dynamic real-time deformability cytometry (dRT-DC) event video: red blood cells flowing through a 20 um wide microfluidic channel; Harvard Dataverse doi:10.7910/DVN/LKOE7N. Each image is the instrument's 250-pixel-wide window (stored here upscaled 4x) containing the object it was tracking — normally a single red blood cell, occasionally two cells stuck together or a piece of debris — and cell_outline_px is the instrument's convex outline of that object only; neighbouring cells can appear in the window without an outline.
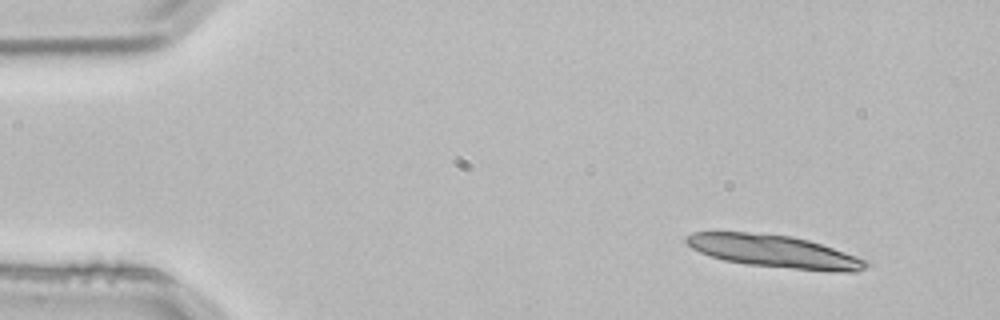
{"species": "common noctule bat (a hibernating species)", "species_latin": "Nyctalus noctula", "temperature_condition": "room temperature", "stored_images_in_passage": 3, "camera_frame_rate_fps": 3000, "um_per_image_px": 0.085, "animal": {"sex": "male", "body_mass_g": 21.5, "forearm_length_mm": 52.0}, "frame": {"image": 1, "passage_image": 1, "time_ms": 0.0, "image_size_px": [1000, 320], "cell_outline_px": [[872, 264], [856, 272], [844, 272], [744, 264], [724, 260], [700, 252], [692, 248], [684, 240], [684, 236], [692, 232], [748, 232], [792, 236], [808, 240], [868, 260]], "centroid_in_image_um": [65.79, 21.36], "position_along_channel_um": 19.2, "area_um2": 33.76}}
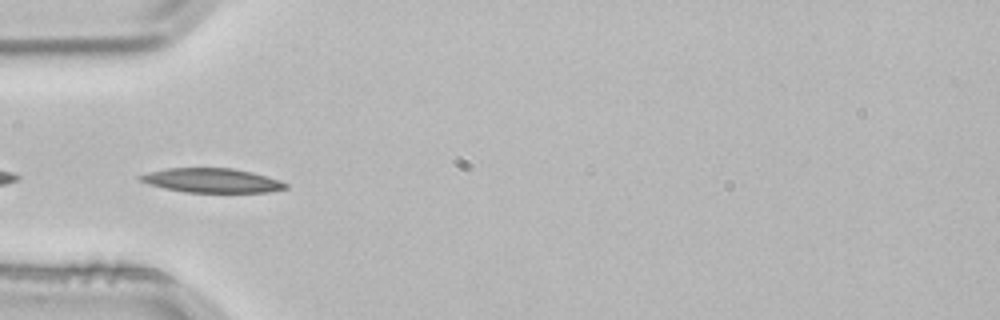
{"frame": {"image": 2, "passage_image": 3, "time_ms": 0.667, "image_size_px": [1000, 320], "cell_outline_px": [[288, 188], [268, 192], [184, 192], [164, 188], [140, 180], [136, 176], [148, 172], [164, 168], [232, 168], [252, 172], [280, 180], [288, 184]], "centroid_in_image_um": [18.02, 15.33], "position_along_channel_um": 67.0, "area_um2": 20.52}}